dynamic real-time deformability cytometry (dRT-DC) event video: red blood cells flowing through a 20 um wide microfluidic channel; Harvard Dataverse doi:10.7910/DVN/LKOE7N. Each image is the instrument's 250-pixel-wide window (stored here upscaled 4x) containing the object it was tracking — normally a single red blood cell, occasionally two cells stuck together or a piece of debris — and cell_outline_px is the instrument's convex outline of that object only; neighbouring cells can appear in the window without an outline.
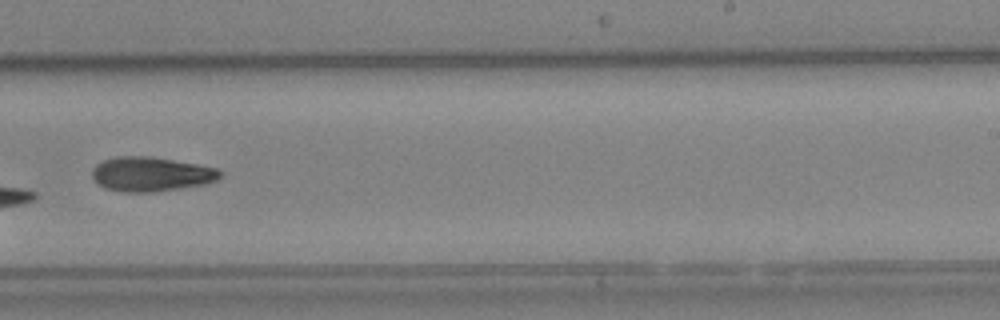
{"species": "Egyptian fruit bat (a non-hibernating species)", "species_latin": "Rousettus aegyptiacus", "temperature_condition": "cold", "stored_images_in_passage": 8, "camera_frame_rate_fps": 3000, "um_per_image_px": 0.085, "animal": {"sex": "female"}, "frame": {"image": 1, "passage_image": 8, "time_ms": 2.333, "image_size_px": [1000, 320], "cell_outline_px": [[220, 176], [216, 180], [204, 184], [156, 192], [124, 192], [104, 188], [96, 184], [92, 180], [92, 168], [96, 164], [104, 160], [116, 156], [148, 156], [196, 164], [216, 168], [220, 172]], "centroid_in_image_um": [12.76, 14.81], "position_along_channel_um": 276.2, "area_um2": 25.66}}